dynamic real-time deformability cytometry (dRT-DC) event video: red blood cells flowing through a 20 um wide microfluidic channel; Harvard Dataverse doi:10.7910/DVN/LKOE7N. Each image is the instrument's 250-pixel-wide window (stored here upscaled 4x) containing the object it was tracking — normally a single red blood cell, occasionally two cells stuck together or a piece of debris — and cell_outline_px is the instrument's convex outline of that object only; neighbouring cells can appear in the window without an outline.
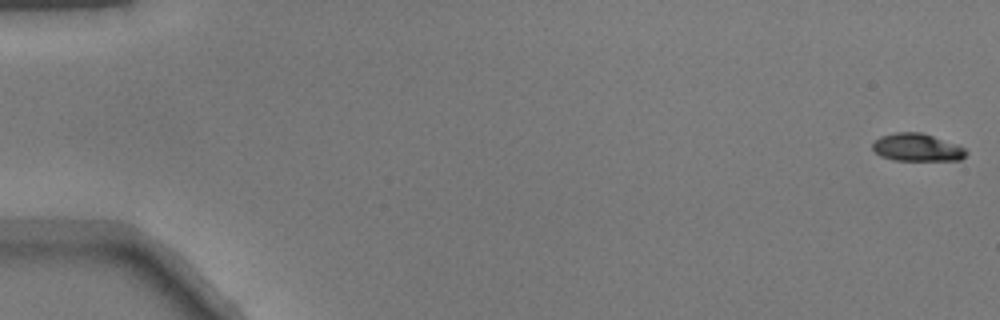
{"species": "common noctule bat (a hibernating species)", "species_latin": "Nyctalus noctula", "temperature_condition": "warm", "stored_images_in_passage": 51, "camera_frame_rate_fps": 3000, "um_per_image_px": 0.085, "animal": {"sex": "male", "body_mass_g": 17.9}, "frame": {"image": 1, "passage_image": 1, "time_ms": 0.0, "image_size_px": [1000, 320], "cell_outline_px": [[968, 152], [960, 160], [896, 160], [880, 156], [872, 148], [872, 144], [880, 136], [896, 132], [920, 132], [956, 144], [964, 148]], "centroid_in_image_um": [77.93, 12.53], "position_along_channel_um": 7.1, "area_um2": 14.91}}
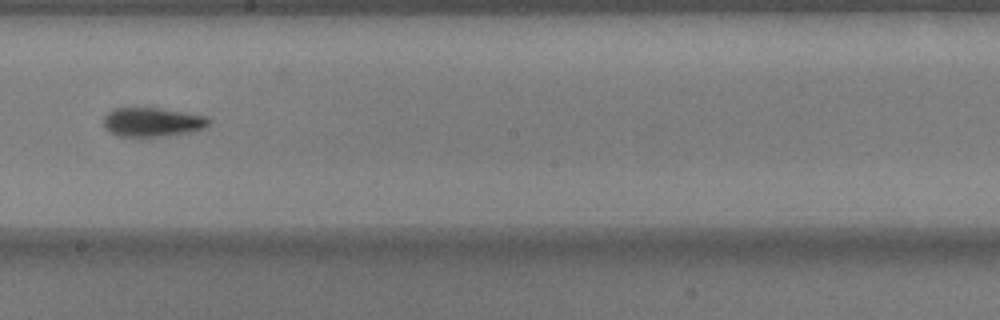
{"frame": {"image": 2, "passage_image": 30, "time_ms": 9.667, "image_size_px": [1000, 320], "cell_outline_px": [[212, 120], [204, 128], [188, 132], [168, 136], [120, 136], [108, 132], [104, 128], [104, 116], [112, 108], [160, 108], [208, 116]], "centroid_in_image_um": [12.95, 10.37], "position_along_channel_um": 235.3, "area_um2": 17.92}}
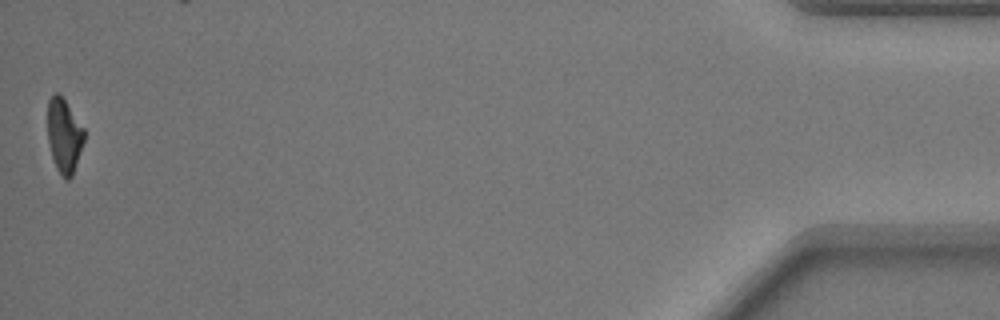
{"frame": {"image": 3, "passage_image": 51, "time_ms": 16.667, "image_size_px": [1000, 320], "cell_outline_px": [[84, 140], [72, 176], [68, 180], [64, 180], [56, 168], [52, 156], [48, 140], [48, 100], [56, 92], [60, 92], [84, 128]], "centroid_in_image_um": [5.45, 11.51], "position_along_channel_um": 429.8, "area_um2": 15.78}}